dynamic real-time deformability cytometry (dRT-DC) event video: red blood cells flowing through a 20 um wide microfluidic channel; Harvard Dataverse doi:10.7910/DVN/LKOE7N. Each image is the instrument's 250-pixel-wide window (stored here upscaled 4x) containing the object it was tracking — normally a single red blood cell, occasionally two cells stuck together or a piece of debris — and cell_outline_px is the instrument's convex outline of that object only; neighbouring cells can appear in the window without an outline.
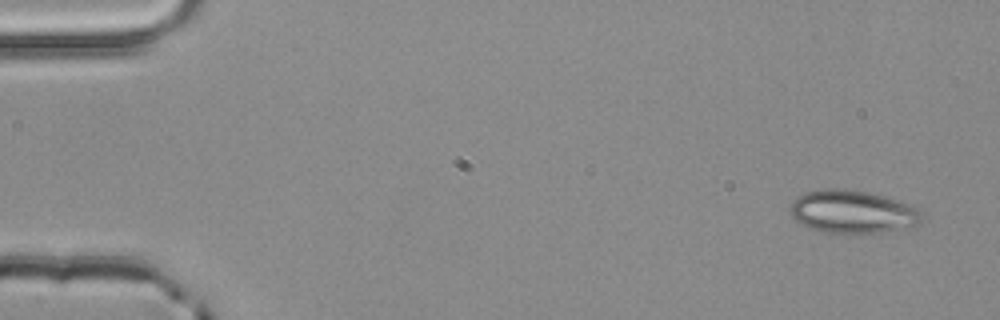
{"species": "common noctule bat (a hibernating species)", "species_latin": "Nyctalus noctula", "temperature_condition": "room temperature", "stored_images_in_passage": 4, "camera_frame_rate_fps": 3000, "um_per_image_px": 0.085, "animal": {"sex": "male", "body_mass_g": 20.4}, "frame": {"image": 1, "passage_image": 1, "time_ms": 0.0, "image_size_px": [1000, 320], "cell_outline_px": [[928, 220], [920, 224], [864, 236], [824, 232], [812, 228], [796, 220], [792, 216], [788, 208], [796, 196], [804, 192], [824, 188], [836, 188], [864, 192], [884, 196], [920, 208], [924, 212]], "centroid_in_image_um": [72.53, 18.03], "position_along_channel_um": 12.5, "area_um2": 33.81}}